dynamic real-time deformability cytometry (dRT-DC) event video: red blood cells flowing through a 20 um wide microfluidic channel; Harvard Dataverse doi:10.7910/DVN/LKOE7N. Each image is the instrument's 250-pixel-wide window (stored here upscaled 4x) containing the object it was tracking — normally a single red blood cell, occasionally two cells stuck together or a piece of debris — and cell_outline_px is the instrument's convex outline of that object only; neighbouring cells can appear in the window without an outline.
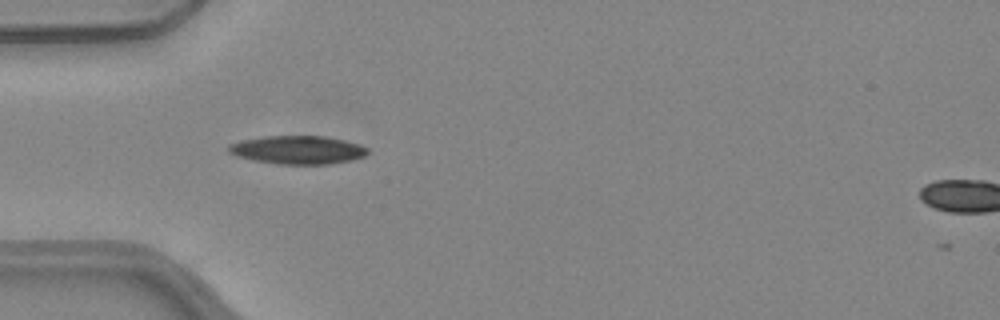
{"species": "common noctule bat (a hibernating species)", "species_latin": "Nyctalus noctula", "temperature_condition": "warm", "stored_images_in_passage": 36, "camera_frame_rate_fps": 3000, "um_per_image_px": 0.085, "animal": {"sex": "female", "body_mass_g": 24.6, "forearm_length_mm": 56.2}, "frame": {"image": 1, "passage_image": 1, "time_ms": 0.0, "image_size_px": [1000, 320], "cell_outline_px": [[368, 152], [364, 156], [348, 160], [328, 164], [276, 164], [252, 160], [236, 156], [228, 152], [228, 144], [240, 140], [264, 136], [324, 136], [344, 140], [368, 148]], "centroid_in_image_um": [25.23, 12.74], "position_along_channel_um": 59.8, "area_um2": 22.89}}
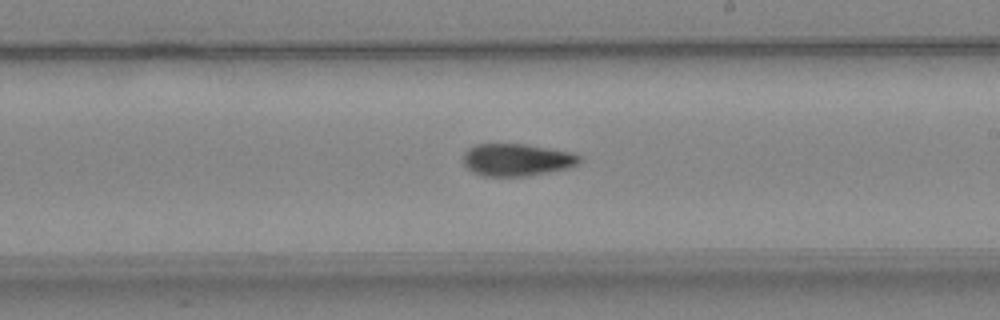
{"frame": {"image": 2, "passage_image": 15, "time_ms": 4.667, "image_size_px": [1000, 320], "cell_outline_px": [[580, 164], [568, 168], [528, 176], [484, 176], [472, 172], [464, 164], [464, 152], [472, 144], [524, 144], [552, 148], [576, 152], [580, 156]], "centroid_in_image_um": [43.96, 13.57], "position_along_channel_um": 245.0, "area_um2": 22.2}}
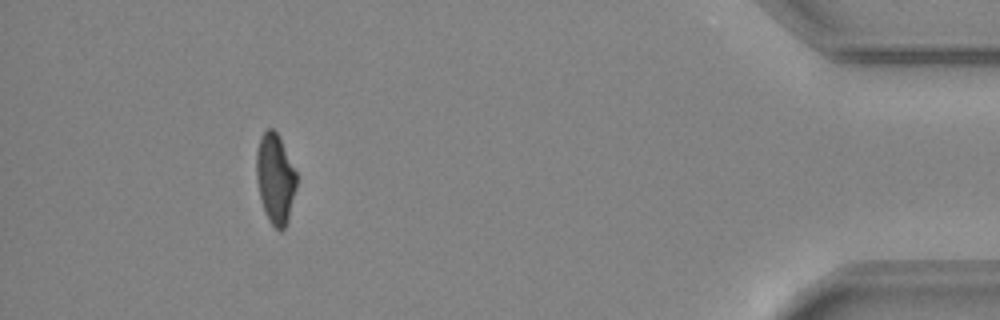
{"frame": {"image": 3, "passage_image": 32, "time_ms": 10.333, "image_size_px": [1000, 320], "cell_outline_px": [[296, 188], [288, 220], [284, 228], [280, 232], [268, 220], [264, 212], [260, 200], [256, 180], [256, 152], [260, 136], [268, 128], [272, 128], [276, 132], [296, 172]], "centroid_in_image_um": [23.37, 15.21], "position_along_channel_um": 411.8, "area_um2": 20.98}, "authors_computed_cell_mechanics": {"area_um2": 22.1663, "velocity_mm_per_s": 4.0275, "shape_relaxation_time_tau1_ms": 9.648, "shape_relaxation_time_tau2_ms": 6.6824, "deformation_change_tau1": 0.2277, "deformation_change_tau2": 0.155}}